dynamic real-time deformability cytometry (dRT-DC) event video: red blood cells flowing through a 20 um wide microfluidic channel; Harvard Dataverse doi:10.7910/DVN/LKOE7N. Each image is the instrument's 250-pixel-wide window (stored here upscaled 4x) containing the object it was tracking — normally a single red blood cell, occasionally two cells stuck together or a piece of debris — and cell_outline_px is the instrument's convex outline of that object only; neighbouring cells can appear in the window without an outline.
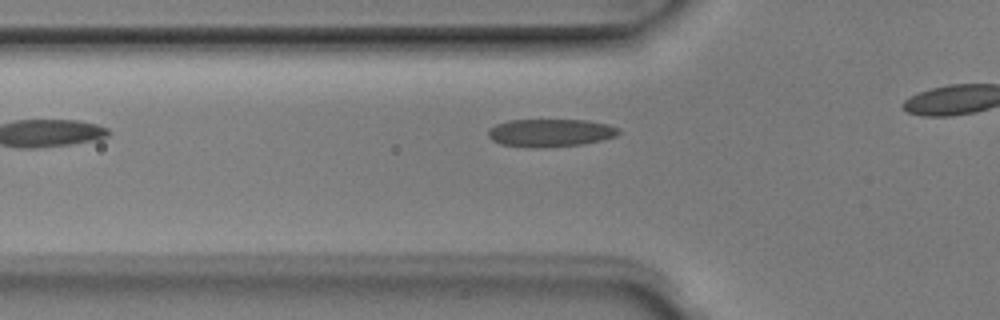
{"species": "Egyptian fruit bat (a non-hibernating species)", "species_latin": "Rousettus aegyptiacus", "temperature_condition": "room temperature", "stored_images_in_passage": 5, "camera_frame_rate_fps": 3000, "um_per_image_px": 0.085, "animal": {"sex": "male"}, "frame": {"image": 1, "passage_image": 3, "time_ms": 0.667, "image_size_px": [1000, 320], "cell_outline_px": [[620, 132], [616, 136], [584, 144], [544, 148], [532, 148], [500, 144], [492, 140], [488, 136], [488, 132], [496, 124], [508, 120], [588, 120], [608, 124], [620, 128]], "centroid_in_image_um": [46.8, 11.29], "position_along_channel_um": 79.0, "area_um2": 21.33}}